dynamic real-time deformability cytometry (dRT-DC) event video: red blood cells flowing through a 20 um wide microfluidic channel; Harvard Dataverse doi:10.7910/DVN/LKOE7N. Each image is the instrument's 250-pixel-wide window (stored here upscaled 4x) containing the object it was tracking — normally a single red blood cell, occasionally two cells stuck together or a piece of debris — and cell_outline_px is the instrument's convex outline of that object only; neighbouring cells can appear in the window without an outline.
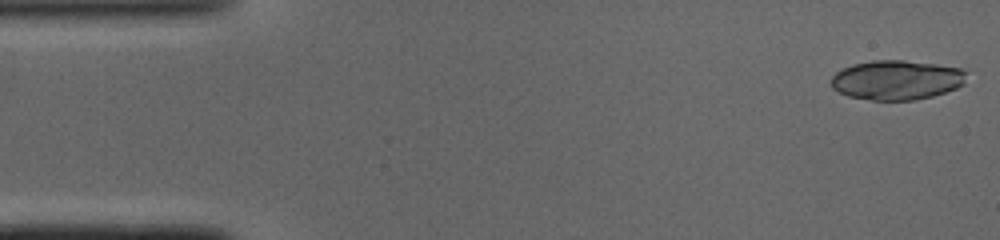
{"species": "common noctule bat (a hibernating species)", "species_latin": "Nyctalus noctula", "temperature_condition": "cold", "stored_images_in_passage": 48, "camera_frame_rate_fps": 3000, "um_per_image_px": 0.085, "animal": {"sex": "male", "body_mass_g": 19.0, "forearm_length_mm": 50.8}, "frame": {"image": 1, "passage_image": 1, "time_ms": 0.0, "image_size_px": [1000, 240], "cell_outline_px": [[964, 84], [956, 88], [932, 96], [916, 100], [872, 100], [848, 96], [832, 88], [832, 76], [836, 72], [852, 64], [872, 60], [904, 60], [936, 64], [960, 68], [964, 72]], "centroid_in_image_um": [76.19, 6.79], "position_along_channel_um": 8.8, "area_um2": 31.04}}